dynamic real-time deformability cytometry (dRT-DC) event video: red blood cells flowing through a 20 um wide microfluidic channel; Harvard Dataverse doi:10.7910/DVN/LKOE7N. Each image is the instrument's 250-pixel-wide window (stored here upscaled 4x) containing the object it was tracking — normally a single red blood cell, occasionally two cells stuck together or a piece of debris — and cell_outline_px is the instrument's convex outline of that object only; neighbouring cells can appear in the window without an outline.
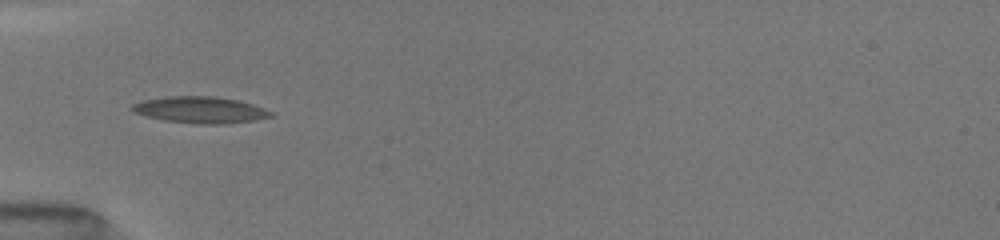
{"species": "common noctule bat (a hibernating species)", "species_latin": "Nyctalus noctula", "temperature_condition": "room temperature", "stored_images_in_passage": 7, "camera_frame_rate_fps": 3000, "um_per_image_px": 0.085, "animal": {"sex": "female", "body_mass_g": 19.5, "forearm_length_mm": 54.1}, "frame": {"image": 1, "passage_image": 6, "time_ms": 3.0, "image_size_px": [1000, 240], "cell_outline_px": [[276, 112], [272, 116], [252, 120], [224, 124], [196, 124], [164, 120], [144, 116], [132, 112], [132, 104], [140, 100], [168, 96], [216, 96], [240, 100]], "centroid_in_image_um": [17.01, 9.33], "position_along_channel_um": 68.0, "area_um2": 21.68}}